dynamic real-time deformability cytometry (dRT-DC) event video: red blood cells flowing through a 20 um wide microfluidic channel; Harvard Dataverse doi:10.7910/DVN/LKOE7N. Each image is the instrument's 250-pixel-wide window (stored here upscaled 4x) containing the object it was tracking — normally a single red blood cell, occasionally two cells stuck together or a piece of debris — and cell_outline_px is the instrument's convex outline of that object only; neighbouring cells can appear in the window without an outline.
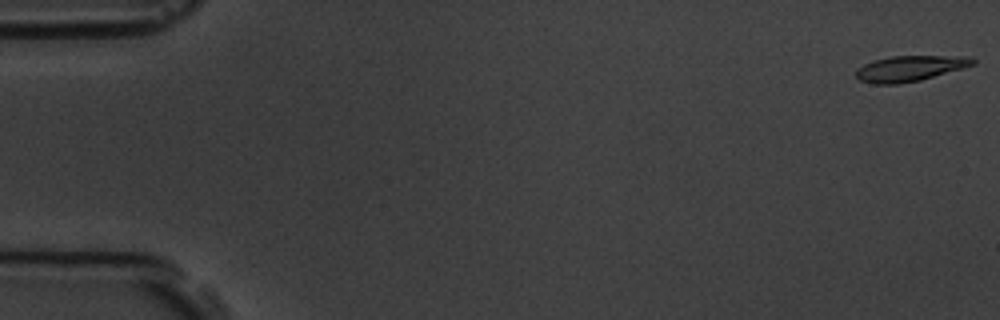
{"species": "common noctule bat (a hibernating species)", "species_latin": "Nyctalus noctula", "temperature_condition": "room temperature", "stored_images_in_passage": 5, "camera_frame_rate_fps": 3000, "um_per_image_px": 0.085, "animal": {"sex": "male", "body_mass_g": 19.5, "forearm_length_mm": 54.6}, "frame": {"image": 1, "passage_image": 1, "time_ms": 0.0, "image_size_px": [1000, 320], "cell_outline_px": [[976, 64], [920, 80], [900, 84], [872, 84], [860, 80], [856, 76], [856, 68], [872, 60], [892, 56], [972, 56], [976, 60]], "centroid_in_image_um": [77.33, 5.81], "position_along_channel_um": 7.7, "area_um2": 17.51}}
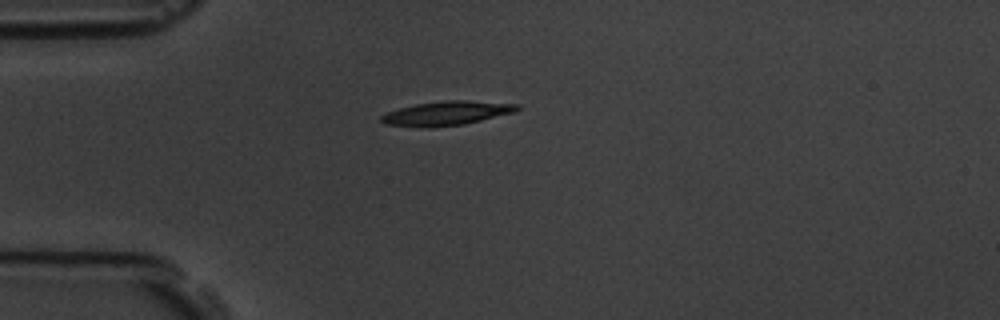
{"frame": {"image": 2, "passage_image": 5, "time_ms": 4.667, "image_size_px": [1000, 320], "cell_outline_px": [[520, 108], [512, 112], [464, 124], [424, 128], [420, 128], [384, 124], [380, 120], [380, 116], [388, 112], [400, 108], [416, 104], [444, 100], [464, 100], [520, 104]], "centroid_in_image_um": [37.9, 9.63], "position_along_channel_um": 47.1, "area_um2": 18.96}}